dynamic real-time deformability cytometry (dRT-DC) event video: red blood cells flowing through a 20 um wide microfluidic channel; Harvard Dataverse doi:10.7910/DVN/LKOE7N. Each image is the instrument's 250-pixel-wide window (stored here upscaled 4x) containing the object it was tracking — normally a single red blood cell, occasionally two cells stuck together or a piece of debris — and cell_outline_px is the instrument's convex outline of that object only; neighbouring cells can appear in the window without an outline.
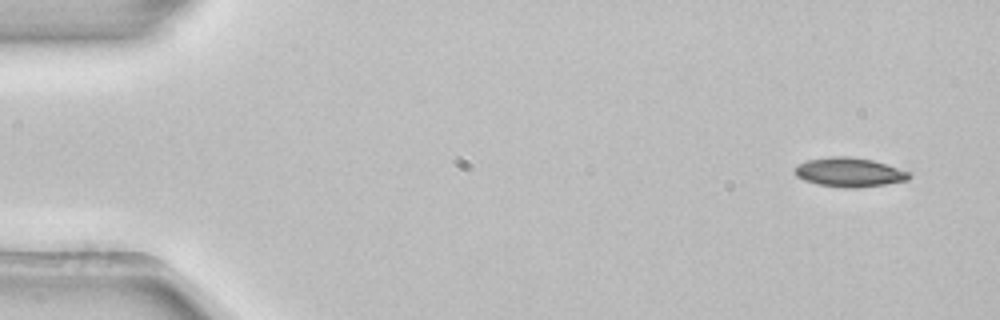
{"species": "common noctule bat (a hibernating species)", "species_latin": "Nyctalus noctula", "temperature_condition": "room temperature", "stored_images_in_passage": 3, "camera_frame_rate_fps": 3000, "um_per_image_px": 0.085, "animal": {"sex": "female", "body_mass_g": 22.7, "forearm_length_mm": 54.2}, "frame": {"image": 1, "passage_image": 1, "time_ms": 0.0, "image_size_px": [1000, 320], "cell_outline_px": [[912, 176], [908, 180], [884, 184], [848, 188], [816, 184], [804, 180], [796, 176], [792, 168], [808, 160], [828, 156], [852, 156], [872, 160], [908, 172]], "centroid_in_image_um": [72.13, 14.63], "position_along_channel_um": 12.9, "area_um2": 19.25}}